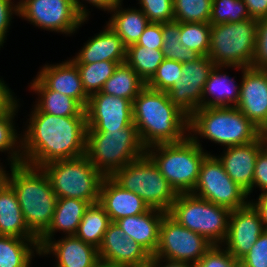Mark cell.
<instances>
[{"mask_svg": "<svg viewBox=\"0 0 267 267\" xmlns=\"http://www.w3.org/2000/svg\"><path fill=\"white\" fill-rule=\"evenodd\" d=\"M22 135V163L35 167L85 155L86 117H61L34 106ZM25 130V131H24Z\"/></svg>", "mask_w": 267, "mask_h": 267, "instance_id": "obj_1", "label": "cell"}, {"mask_svg": "<svg viewBox=\"0 0 267 267\" xmlns=\"http://www.w3.org/2000/svg\"><path fill=\"white\" fill-rule=\"evenodd\" d=\"M133 124L145 148L176 143L188 136L189 117L166 92L145 86L133 101Z\"/></svg>", "mask_w": 267, "mask_h": 267, "instance_id": "obj_2", "label": "cell"}, {"mask_svg": "<svg viewBox=\"0 0 267 267\" xmlns=\"http://www.w3.org/2000/svg\"><path fill=\"white\" fill-rule=\"evenodd\" d=\"M9 168V185L17 195L25 223L39 238L51 224L58 198L42 167L20 163Z\"/></svg>", "mask_w": 267, "mask_h": 267, "instance_id": "obj_3", "label": "cell"}, {"mask_svg": "<svg viewBox=\"0 0 267 267\" xmlns=\"http://www.w3.org/2000/svg\"><path fill=\"white\" fill-rule=\"evenodd\" d=\"M262 134L237 107H202L189 117L188 135L201 148V138L226 148L250 143Z\"/></svg>", "mask_w": 267, "mask_h": 267, "instance_id": "obj_4", "label": "cell"}, {"mask_svg": "<svg viewBox=\"0 0 267 267\" xmlns=\"http://www.w3.org/2000/svg\"><path fill=\"white\" fill-rule=\"evenodd\" d=\"M146 153L134 124L122 130L87 129L85 156L105 177Z\"/></svg>", "mask_w": 267, "mask_h": 267, "instance_id": "obj_5", "label": "cell"}, {"mask_svg": "<svg viewBox=\"0 0 267 267\" xmlns=\"http://www.w3.org/2000/svg\"><path fill=\"white\" fill-rule=\"evenodd\" d=\"M146 154L168 183L180 193H191L197 183L200 167L209 154L189 135L180 142L156 144Z\"/></svg>", "mask_w": 267, "mask_h": 267, "instance_id": "obj_6", "label": "cell"}, {"mask_svg": "<svg viewBox=\"0 0 267 267\" xmlns=\"http://www.w3.org/2000/svg\"><path fill=\"white\" fill-rule=\"evenodd\" d=\"M258 20L211 25L208 57L215 66L252 67Z\"/></svg>", "mask_w": 267, "mask_h": 267, "instance_id": "obj_7", "label": "cell"}, {"mask_svg": "<svg viewBox=\"0 0 267 267\" xmlns=\"http://www.w3.org/2000/svg\"><path fill=\"white\" fill-rule=\"evenodd\" d=\"M49 177L57 198H74L99 202L100 188L105 176L84 155L78 158L56 160L42 166Z\"/></svg>", "mask_w": 267, "mask_h": 267, "instance_id": "obj_8", "label": "cell"}, {"mask_svg": "<svg viewBox=\"0 0 267 267\" xmlns=\"http://www.w3.org/2000/svg\"><path fill=\"white\" fill-rule=\"evenodd\" d=\"M111 178L123 189L139 195L149 208L166 213L178 196L146 153L117 170Z\"/></svg>", "mask_w": 267, "mask_h": 267, "instance_id": "obj_9", "label": "cell"}, {"mask_svg": "<svg viewBox=\"0 0 267 267\" xmlns=\"http://www.w3.org/2000/svg\"><path fill=\"white\" fill-rule=\"evenodd\" d=\"M230 210L197 197L180 193L168 214L180 225L203 236L212 245H222L228 233Z\"/></svg>", "mask_w": 267, "mask_h": 267, "instance_id": "obj_10", "label": "cell"}, {"mask_svg": "<svg viewBox=\"0 0 267 267\" xmlns=\"http://www.w3.org/2000/svg\"><path fill=\"white\" fill-rule=\"evenodd\" d=\"M192 194L230 211L245 207L247 193L225 172L219 159L210 152L204 158Z\"/></svg>", "mask_w": 267, "mask_h": 267, "instance_id": "obj_11", "label": "cell"}, {"mask_svg": "<svg viewBox=\"0 0 267 267\" xmlns=\"http://www.w3.org/2000/svg\"><path fill=\"white\" fill-rule=\"evenodd\" d=\"M211 246L203 236L183 227L167 213L160 225L159 244L154 256L196 266Z\"/></svg>", "mask_w": 267, "mask_h": 267, "instance_id": "obj_12", "label": "cell"}, {"mask_svg": "<svg viewBox=\"0 0 267 267\" xmlns=\"http://www.w3.org/2000/svg\"><path fill=\"white\" fill-rule=\"evenodd\" d=\"M19 17L46 31L74 34L87 22L76 10L73 0H26Z\"/></svg>", "mask_w": 267, "mask_h": 267, "instance_id": "obj_13", "label": "cell"}, {"mask_svg": "<svg viewBox=\"0 0 267 267\" xmlns=\"http://www.w3.org/2000/svg\"><path fill=\"white\" fill-rule=\"evenodd\" d=\"M214 66L208 56L183 63L181 78L166 92L170 101L188 117L202 108V92Z\"/></svg>", "mask_w": 267, "mask_h": 267, "instance_id": "obj_14", "label": "cell"}, {"mask_svg": "<svg viewBox=\"0 0 267 267\" xmlns=\"http://www.w3.org/2000/svg\"><path fill=\"white\" fill-rule=\"evenodd\" d=\"M86 111L87 129L122 130L133 124V103L101 91L89 97Z\"/></svg>", "mask_w": 267, "mask_h": 267, "instance_id": "obj_15", "label": "cell"}, {"mask_svg": "<svg viewBox=\"0 0 267 267\" xmlns=\"http://www.w3.org/2000/svg\"><path fill=\"white\" fill-rule=\"evenodd\" d=\"M264 231L259 211L249 202L230 212L228 233L222 246L239 261Z\"/></svg>", "mask_w": 267, "mask_h": 267, "instance_id": "obj_16", "label": "cell"}, {"mask_svg": "<svg viewBox=\"0 0 267 267\" xmlns=\"http://www.w3.org/2000/svg\"><path fill=\"white\" fill-rule=\"evenodd\" d=\"M240 97L236 107L267 134V70L242 67Z\"/></svg>", "mask_w": 267, "mask_h": 267, "instance_id": "obj_17", "label": "cell"}, {"mask_svg": "<svg viewBox=\"0 0 267 267\" xmlns=\"http://www.w3.org/2000/svg\"><path fill=\"white\" fill-rule=\"evenodd\" d=\"M101 263L114 267H136L149 262L150 254L111 222L98 248Z\"/></svg>", "mask_w": 267, "mask_h": 267, "instance_id": "obj_18", "label": "cell"}, {"mask_svg": "<svg viewBox=\"0 0 267 267\" xmlns=\"http://www.w3.org/2000/svg\"><path fill=\"white\" fill-rule=\"evenodd\" d=\"M267 144V134L244 145L224 148L221 156H216L225 172L237 183L248 196L252 193L256 158L259 151Z\"/></svg>", "mask_w": 267, "mask_h": 267, "instance_id": "obj_19", "label": "cell"}, {"mask_svg": "<svg viewBox=\"0 0 267 267\" xmlns=\"http://www.w3.org/2000/svg\"><path fill=\"white\" fill-rule=\"evenodd\" d=\"M36 77L49 89L75 99L86 109L89 96L85 93L80 73L69 59L57 64H45Z\"/></svg>", "mask_w": 267, "mask_h": 267, "instance_id": "obj_20", "label": "cell"}, {"mask_svg": "<svg viewBox=\"0 0 267 267\" xmlns=\"http://www.w3.org/2000/svg\"><path fill=\"white\" fill-rule=\"evenodd\" d=\"M48 254L57 262L53 267H96L100 263L98 249L76 236L50 240L40 250V256Z\"/></svg>", "mask_w": 267, "mask_h": 267, "instance_id": "obj_21", "label": "cell"}, {"mask_svg": "<svg viewBox=\"0 0 267 267\" xmlns=\"http://www.w3.org/2000/svg\"><path fill=\"white\" fill-rule=\"evenodd\" d=\"M105 28L84 43L76 56L75 64H90L101 61L126 62L127 47L118 34L106 24Z\"/></svg>", "mask_w": 267, "mask_h": 267, "instance_id": "obj_22", "label": "cell"}, {"mask_svg": "<svg viewBox=\"0 0 267 267\" xmlns=\"http://www.w3.org/2000/svg\"><path fill=\"white\" fill-rule=\"evenodd\" d=\"M99 203L115 222L127 216L140 215L150 208L134 192L123 189L111 177H105L100 188Z\"/></svg>", "mask_w": 267, "mask_h": 267, "instance_id": "obj_23", "label": "cell"}, {"mask_svg": "<svg viewBox=\"0 0 267 267\" xmlns=\"http://www.w3.org/2000/svg\"><path fill=\"white\" fill-rule=\"evenodd\" d=\"M167 213L150 208L140 215L127 216L115 221L127 237L154 255L159 244L160 225Z\"/></svg>", "mask_w": 267, "mask_h": 267, "instance_id": "obj_24", "label": "cell"}, {"mask_svg": "<svg viewBox=\"0 0 267 267\" xmlns=\"http://www.w3.org/2000/svg\"><path fill=\"white\" fill-rule=\"evenodd\" d=\"M90 203L74 198H58L53 218L48 229L38 238L40 250L52 239L55 233L63 231L65 236H75L79 224Z\"/></svg>", "mask_w": 267, "mask_h": 267, "instance_id": "obj_25", "label": "cell"}, {"mask_svg": "<svg viewBox=\"0 0 267 267\" xmlns=\"http://www.w3.org/2000/svg\"><path fill=\"white\" fill-rule=\"evenodd\" d=\"M225 68L242 70V67L237 66H214L204 85L202 107H236L241 85L236 84L234 77L222 73Z\"/></svg>", "mask_w": 267, "mask_h": 267, "instance_id": "obj_26", "label": "cell"}, {"mask_svg": "<svg viewBox=\"0 0 267 267\" xmlns=\"http://www.w3.org/2000/svg\"><path fill=\"white\" fill-rule=\"evenodd\" d=\"M29 87L38 95L34 107L39 112L61 117H86L85 109L75 99L49 90L37 77L30 82Z\"/></svg>", "mask_w": 267, "mask_h": 267, "instance_id": "obj_27", "label": "cell"}, {"mask_svg": "<svg viewBox=\"0 0 267 267\" xmlns=\"http://www.w3.org/2000/svg\"><path fill=\"white\" fill-rule=\"evenodd\" d=\"M0 235L38 240L28 229L17 195L10 185L0 192Z\"/></svg>", "mask_w": 267, "mask_h": 267, "instance_id": "obj_28", "label": "cell"}, {"mask_svg": "<svg viewBox=\"0 0 267 267\" xmlns=\"http://www.w3.org/2000/svg\"><path fill=\"white\" fill-rule=\"evenodd\" d=\"M122 3L121 1L110 11L112 15L106 24L118 34L123 44L128 47L137 43L150 21L141 9L136 7L123 9Z\"/></svg>", "mask_w": 267, "mask_h": 267, "instance_id": "obj_29", "label": "cell"}, {"mask_svg": "<svg viewBox=\"0 0 267 267\" xmlns=\"http://www.w3.org/2000/svg\"><path fill=\"white\" fill-rule=\"evenodd\" d=\"M36 254L40 256L38 240L0 235V267H31Z\"/></svg>", "mask_w": 267, "mask_h": 267, "instance_id": "obj_30", "label": "cell"}, {"mask_svg": "<svg viewBox=\"0 0 267 267\" xmlns=\"http://www.w3.org/2000/svg\"><path fill=\"white\" fill-rule=\"evenodd\" d=\"M146 83L126 63H120L114 74L105 82L101 92L115 97L126 98L132 103Z\"/></svg>", "mask_w": 267, "mask_h": 267, "instance_id": "obj_31", "label": "cell"}, {"mask_svg": "<svg viewBox=\"0 0 267 267\" xmlns=\"http://www.w3.org/2000/svg\"><path fill=\"white\" fill-rule=\"evenodd\" d=\"M110 223V217L99 202L90 204L75 236L98 249Z\"/></svg>", "mask_w": 267, "mask_h": 267, "instance_id": "obj_32", "label": "cell"}, {"mask_svg": "<svg viewBox=\"0 0 267 267\" xmlns=\"http://www.w3.org/2000/svg\"><path fill=\"white\" fill-rule=\"evenodd\" d=\"M18 103L19 99L6 114L0 116V152H7L9 155L8 165L22 163V133L18 134L14 126L15 115L21 107Z\"/></svg>", "mask_w": 267, "mask_h": 267, "instance_id": "obj_33", "label": "cell"}, {"mask_svg": "<svg viewBox=\"0 0 267 267\" xmlns=\"http://www.w3.org/2000/svg\"><path fill=\"white\" fill-rule=\"evenodd\" d=\"M165 59L162 49L146 48L136 43L127 47L126 63L147 83Z\"/></svg>", "mask_w": 267, "mask_h": 267, "instance_id": "obj_34", "label": "cell"}, {"mask_svg": "<svg viewBox=\"0 0 267 267\" xmlns=\"http://www.w3.org/2000/svg\"><path fill=\"white\" fill-rule=\"evenodd\" d=\"M163 47L162 52L166 59L180 63L194 62L201 57L199 53L188 49L180 43V23L170 21L162 23Z\"/></svg>", "mask_w": 267, "mask_h": 267, "instance_id": "obj_35", "label": "cell"}, {"mask_svg": "<svg viewBox=\"0 0 267 267\" xmlns=\"http://www.w3.org/2000/svg\"><path fill=\"white\" fill-rule=\"evenodd\" d=\"M120 63L101 61L90 64H75L79 70L85 93L90 97L102 90L105 82L114 74Z\"/></svg>", "mask_w": 267, "mask_h": 267, "instance_id": "obj_36", "label": "cell"}, {"mask_svg": "<svg viewBox=\"0 0 267 267\" xmlns=\"http://www.w3.org/2000/svg\"><path fill=\"white\" fill-rule=\"evenodd\" d=\"M213 0H173L174 20L179 23H210Z\"/></svg>", "mask_w": 267, "mask_h": 267, "instance_id": "obj_37", "label": "cell"}, {"mask_svg": "<svg viewBox=\"0 0 267 267\" xmlns=\"http://www.w3.org/2000/svg\"><path fill=\"white\" fill-rule=\"evenodd\" d=\"M210 23H180V43L201 56L209 52Z\"/></svg>", "mask_w": 267, "mask_h": 267, "instance_id": "obj_38", "label": "cell"}, {"mask_svg": "<svg viewBox=\"0 0 267 267\" xmlns=\"http://www.w3.org/2000/svg\"><path fill=\"white\" fill-rule=\"evenodd\" d=\"M251 18L243 0H213L210 24L238 22Z\"/></svg>", "mask_w": 267, "mask_h": 267, "instance_id": "obj_39", "label": "cell"}, {"mask_svg": "<svg viewBox=\"0 0 267 267\" xmlns=\"http://www.w3.org/2000/svg\"><path fill=\"white\" fill-rule=\"evenodd\" d=\"M182 76V63L164 59L146 86L154 90L167 92Z\"/></svg>", "mask_w": 267, "mask_h": 267, "instance_id": "obj_40", "label": "cell"}, {"mask_svg": "<svg viewBox=\"0 0 267 267\" xmlns=\"http://www.w3.org/2000/svg\"><path fill=\"white\" fill-rule=\"evenodd\" d=\"M137 4L150 23H165L174 20L173 0H138Z\"/></svg>", "mask_w": 267, "mask_h": 267, "instance_id": "obj_41", "label": "cell"}, {"mask_svg": "<svg viewBox=\"0 0 267 267\" xmlns=\"http://www.w3.org/2000/svg\"><path fill=\"white\" fill-rule=\"evenodd\" d=\"M196 267H239V261L222 245H212Z\"/></svg>", "mask_w": 267, "mask_h": 267, "instance_id": "obj_42", "label": "cell"}, {"mask_svg": "<svg viewBox=\"0 0 267 267\" xmlns=\"http://www.w3.org/2000/svg\"><path fill=\"white\" fill-rule=\"evenodd\" d=\"M239 267H267V230L259 236L250 251L239 260Z\"/></svg>", "mask_w": 267, "mask_h": 267, "instance_id": "obj_43", "label": "cell"}, {"mask_svg": "<svg viewBox=\"0 0 267 267\" xmlns=\"http://www.w3.org/2000/svg\"><path fill=\"white\" fill-rule=\"evenodd\" d=\"M252 67L267 70V17L258 20L256 50Z\"/></svg>", "mask_w": 267, "mask_h": 267, "instance_id": "obj_44", "label": "cell"}, {"mask_svg": "<svg viewBox=\"0 0 267 267\" xmlns=\"http://www.w3.org/2000/svg\"><path fill=\"white\" fill-rule=\"evenodd\" d=\"M13 15L19 16V7L9 0H0V49L7 40Z\"/></svg>", "mask_w": 267, "mask_h": 267, "instance_id": "obj_45", "label": "cell"}, {"mask_svg": "<svg viewBox=\"0 0 267 267\" xmlns=\"http://www.w3.org/2000/svg\"><path fill=\"white\" fill-rule=\"evenodd\" d=\"M259 188L261 194L267 193V144L259 151L253 176L252 192Z\"/></svg>", "mask_w": 267, "mask_h": 267, "instance_id": "obj_46", "label": "cell"}, {"mask_svg": "<svg viewBox=\"0 0 267 267\" xmlns=\"http://www.w3.org/2000/svg\"><path fill=\"white\" fill-rule=\"evenodd\" d=\"M136 44L153 50L162 49V23H149Z\"/></svg>", "mask_w": 267, "mask_h": 267, "instance_id": "obj_47", "label": "cell"}, {"mask_svg": "<svg viewBox=\"0 0 267 267\" xmlns=\"http://www.w3.org/2000/svg\"><path fill=\"white\" fill-rule=\"evenodd\" d=\"M83 1H87L91 6L102 9V11H107L108 13L121 1L123 0H73L77 12L86 20H88L90 11L86 8L87 6L83 4Z\"/></svg>", "mask_w": 267, "mask_h": 267, "instance_id": "obj_48", "label": "cell"}, {"mask_svg": "<svg viewBox=\"0 0 267 267\" xmlns=\"http://www.w3.org/2000/svg\"><path fill=\"white\" fill-rule=\"evenodd\" d=\"M5 83L3 78H0V116L6 114L18 102L14 92Z\"/></svg>", "mask_w": 267, "mask_h": 267, "instance_id": "obj_49", "label": "cell"}, {"mask_svg": "<svg viewBox=\"0 0 267 267\" xmlns=\"http://www.w3.org/2000/svg\"><path fill=\"white\" fill-rule=\"evenodd\" d=\"M251 18L261 19L267 17V0H243Z\"/></svg>", "mask_w": 267, "mask_h": 267, "instance_id": "obj_50", "label": "cell"}, {"mask_svg": "<svg viewBox=\"0 0 267 267\" xmlns=\"http://www.w3.org/2000/svg\"><path fill=\"white\" fill-rule=\"evenodd\" d=\"M149 263L153 267H196L195 265L183 262H175L170 260L162 259L158 256L151 255L149 258Z\"/></svg>", "mask_w": 267, "mask_h": 267, "instance_id": "obj_51", "label": "cell"}, {"mask_svg": "<svg viewBox=\"0 0 267 267\" xmlns=\"http://www.w3.org/2000/svg\"><path fill=\"white\" fill-rule=\"evenodd\" d=\"M253 206L259 211L265 230H267V193L259 194L257 200H250Z\"/></svg>", "mask_w": 267, "mask_h": 267, "instance_id": "obj_52", "label": "cell"}, {"mask_svg": "<svg viewBox=\"0 0 267 267\" xmlns=\"http://www.w3.org/2000/svg\"><path fill=\"white\" fill-rule=\"evenodd\" d=\"M1 164L2 163H0V192L3 191L9 185L11 175V172L7 171Z\"/></svg>", "mask_w": 267, "mask_h": 267, "instance_id": "obj_53", "label": "cell"}, {"mask_svg": "<svg viewBox=\"0 0 267 267\" xmlns=\"http://www.w3.org/2000/svg\"><path fill=\"white\" fill-rule=\"evenodd\" d=\"M10 2H15L14 0H9ZM26 0H18V2H15L18 7H20Z\"/></svg>", "mask_w": 267, "mask_h": 267, "instance_id": "obj_54", "label": "cell"}, {"mask_svg": "<svg viewBox=\"0 0 267 267\" xmlns=\"http://www.w3.org/2000/svg\"><path fill=\"white\" fill-rule=\"evenodd\" d=\"M96 267H114V266L107 265V264H104V263L100 262Z\"/></svg>", "mask_w": 267, "mask_h": 267, "instance_id": "obj_55", "label": "cell"}, {"mask_svg": "<svg viewBox=\"0 0 267 267\" xmlns=\"http://www.w3.org/2000/svg\"><path fill=\"white\" fill-rule=\"evenodd\" d=\"M136 267H153V266L148 262L144 265H140V266H136Z\"/></svg>", "mask_w": 267, "mask_h": 267, "instance_id": "obj_56", "label": "cell"}]
</instances>
